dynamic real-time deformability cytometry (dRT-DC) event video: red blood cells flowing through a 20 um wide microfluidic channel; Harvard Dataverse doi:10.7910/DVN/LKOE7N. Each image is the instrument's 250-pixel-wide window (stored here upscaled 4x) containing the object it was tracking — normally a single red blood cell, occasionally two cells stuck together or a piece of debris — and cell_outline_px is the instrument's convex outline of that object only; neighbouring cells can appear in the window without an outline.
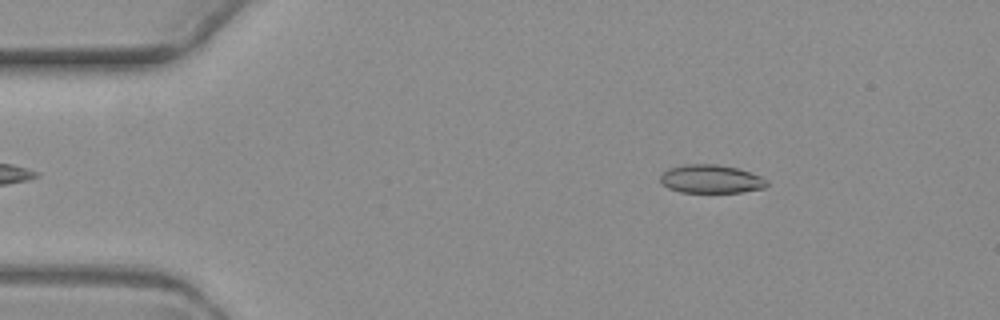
{"species": "common noctule bat (a hibernating species)", "species_latin": "Nyctalus noctula", "temperature_condition": "warm", "stored_images_in_passage": 5, "camera_frame_rate_fps": 3000, "um_per_image_px": 0.085, "animal": {"sex": "female", "body_mass_g": 19.3, "forearm_length_mm": 54.1}, "frame": {"image": 1, "passage_image": 1, "time_ms": 0.0, "image_size_px": [1000, 320], "cell_outline_px": [[768, 184], [764, 188], [740, 192], [680, 192], [668, 188], [660, 180], [660, 176], [668, 168], [680, 164], [716, 164], [736, 168], [760, 176], [768, 180]], "centroid_in_image_um": [60.41, 15.21], "position_along_channel_um": 24.6, "area_um2": 17.57}}
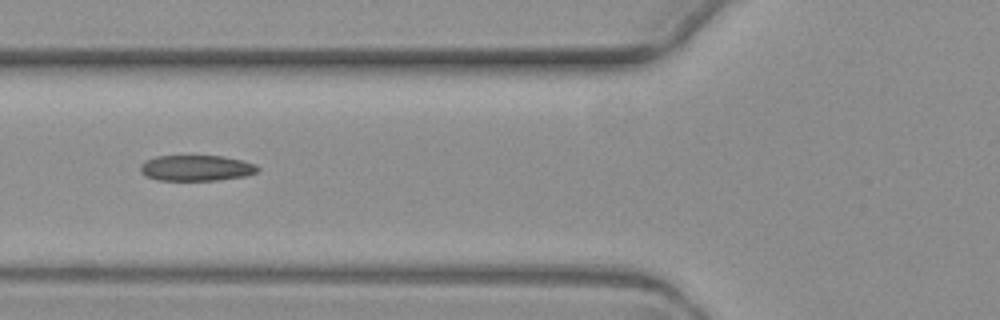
{"frame": {"image": 2, "passage_image": 4, "time_ms": 4.333, "image_size_px": [1000, 320], "cell_outline_px": [[260, 168], [256, 172], [244, 176], [216, 180], [156, 180], [144, 176], [140, 172], [140, 164], [144, 160], [156, 156], [224, 156], [244, 160], [256, 164]], "centroid_in_image_um": [16.65, 14.27], "position_along_channel_um": 109.1, "area_um2": 17.8}}
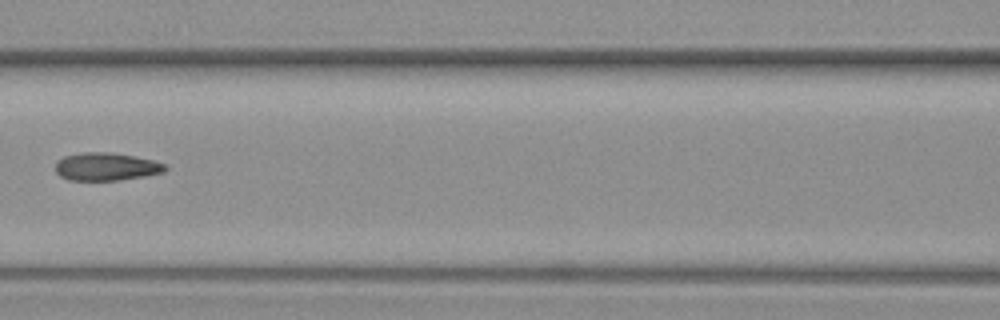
{"frame": {"image": 3, "passage_image": 5, "time_ms": 5.667, "image_size_px": [1000, 320], "cell_outline_px": [[168, 168], [164, 172], [144, 176], [120, 180], [68, 180], [60, 176], [56, 172], [56, 160], [64, 156], [84, 152], [108, 152], [132, 156], [152, 160], [164, 164]], "centroid_in_image_um": [9.0, 14.17], "position_along_channel_um": 157.6, "area_um2": 17.74}}